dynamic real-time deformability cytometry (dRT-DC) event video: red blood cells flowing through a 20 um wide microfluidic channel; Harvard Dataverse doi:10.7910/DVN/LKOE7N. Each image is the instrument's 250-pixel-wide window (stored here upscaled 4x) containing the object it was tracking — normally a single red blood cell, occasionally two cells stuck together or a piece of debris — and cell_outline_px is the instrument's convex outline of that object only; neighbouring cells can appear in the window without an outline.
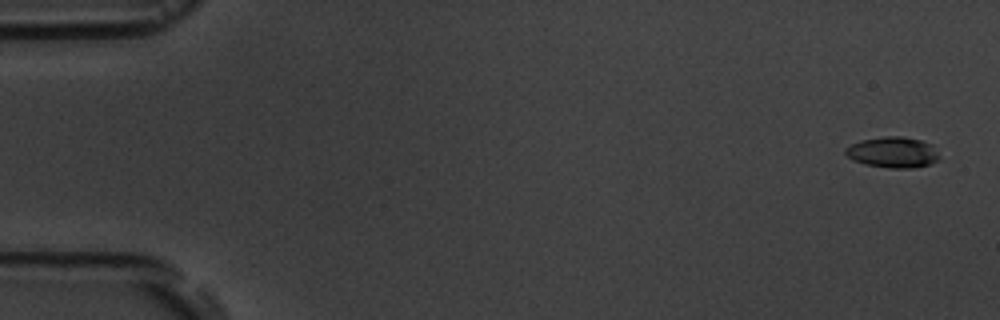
{"species": "common noctule bat (a hibernating species)", "species_latin": "Nyctalus noctula", "temperature_condition": "room temperature", "stored_images_in_passage": 5, "camera_frame_rate_fps": 3000, "um_per_image_px": 0.085, "animal": {"sex": "male", "body_mass_g": 19.5, "forearm_length_mm": 54.6}, "frame": {"image": 1, "passage_image": 1, "time_ms": 0.0, "image_size_px": [1000, 320], "cell_outline_px": [[940, 160], [928, 164], [912, 168], [888, 168], [864, 164], [852, 160], [844, 152], [844, 148], [860, 140], [884, 136], [900, 136], [920, 140], [932, 144], [940, 156]], "centroid_in_image_um": [75.88, 12.95], "position_along_channel_um": 9.1, "area_um2": 16.99}}
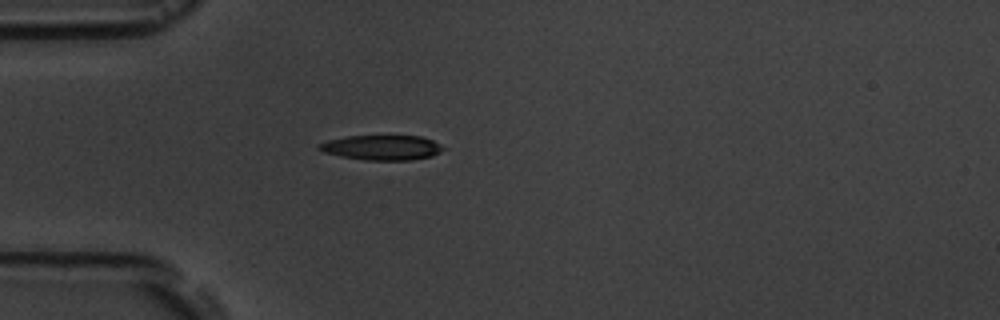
{"frame": {"image": 2, "passage_image": 5, "time_ms": 4.667, "image_size_px": [1000, 320], "cell_outline_px": [[448, 148], [432, 156], [408, 160], [364, 160], [340, 156], [324, 152], [316, 148], [316, 144], [328, 140], [348, 136], [420, 136], [432, 140]], "centroid_in_image_um": [32.45, 12.54], "position_along_channel_um": 52.5, "area_um2": 18.09}}